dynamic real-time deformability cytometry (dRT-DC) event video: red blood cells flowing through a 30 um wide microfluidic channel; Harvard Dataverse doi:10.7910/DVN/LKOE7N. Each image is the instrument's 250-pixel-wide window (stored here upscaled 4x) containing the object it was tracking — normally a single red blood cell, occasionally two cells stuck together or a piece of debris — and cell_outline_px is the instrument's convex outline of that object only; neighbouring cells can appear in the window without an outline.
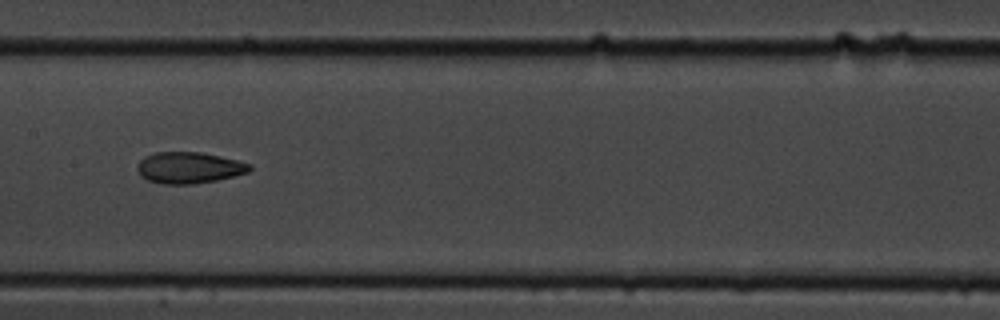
{"species": "common noctule bat (a hibernating species)", "species_latin": "Nyctalus noctula", "temperature_condition": "cold", "stored_images_in_passage": 13, "camera_frame_rate_fps": 3000, "um_per_image_px": 0.085, "animal": {"sex": "male", "body_mass_g": 19.5, "forearm_length_mm": 54.6}, "frame": {"image": 1, "passage_image": 6, "time_ms": 6.667, "image_size_px": [1000, 320], "cell_outline_px": [[252, 168], [248, 172], [216, 180], [192, 184], [164, 184], [148, 180], [136, 168], [140, 160], [144, 156], [156, 152], [200, 152], [236, 160], [252, 164]], "centroid_in_image_um": [16.07, 14.25], "position_along_channel_um": 191.3, "area_um2": 20.23}}
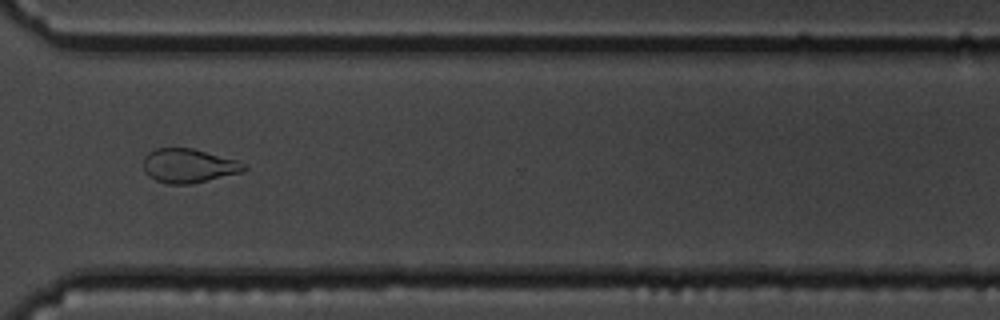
{"frame": {"image": 2, "passage_image": 10, "time_ms": 11.333, "image_size_px": [1000, 320], "cell_outline_px": [[248, 168], [240, 172], [192, 184], [168, 184], [156, 180], [148, 176], [144, 172], [144, 156], [148, 152], [156, 148], [192, 148], [236, 160], [248, 164]], "centroid_in_image_um": [16.01, 14.09], "position_along_channel_um": 354.6, "area_um2": 19.94}}
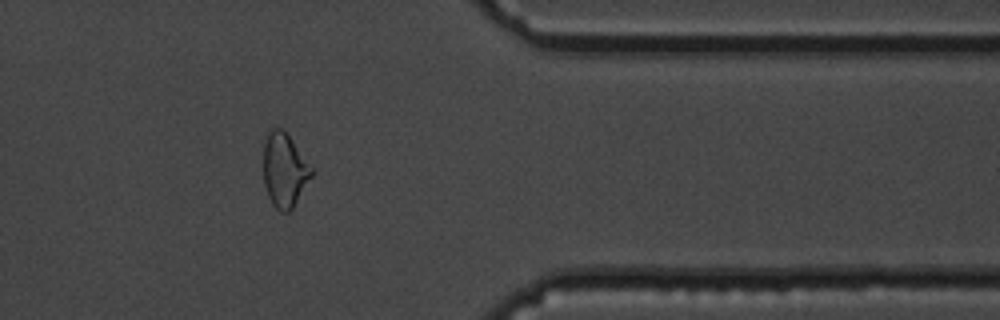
{"frame": {"image": 3, "passage_image": 11, "time_ms": 12.667, "image_size_px": [1000, 320], "cell_outline_px": [[312, 176], [292, 208], [288, 212], [280, 212], [272, 204], [268, 196], [264, 184], [264, 144], [268, 128], [284, 128], [312, 168]], "centroid_in_image_um": [24.16, 14.43], "position_along_channel_um": 387.2, "area_um2": 20.69}, "authors_computed_cell_mechanics": {"area_um2": 20.6924, "velocity_mm_per_s": 3.5156, "shape_relaxation_time_tau1_ms": 10.0192, "shape_relaxation_time_tau2_ms": 3.1123, "deformation_change_tau1": 0.1887, "deformation_change_tau2": 0.0974}}